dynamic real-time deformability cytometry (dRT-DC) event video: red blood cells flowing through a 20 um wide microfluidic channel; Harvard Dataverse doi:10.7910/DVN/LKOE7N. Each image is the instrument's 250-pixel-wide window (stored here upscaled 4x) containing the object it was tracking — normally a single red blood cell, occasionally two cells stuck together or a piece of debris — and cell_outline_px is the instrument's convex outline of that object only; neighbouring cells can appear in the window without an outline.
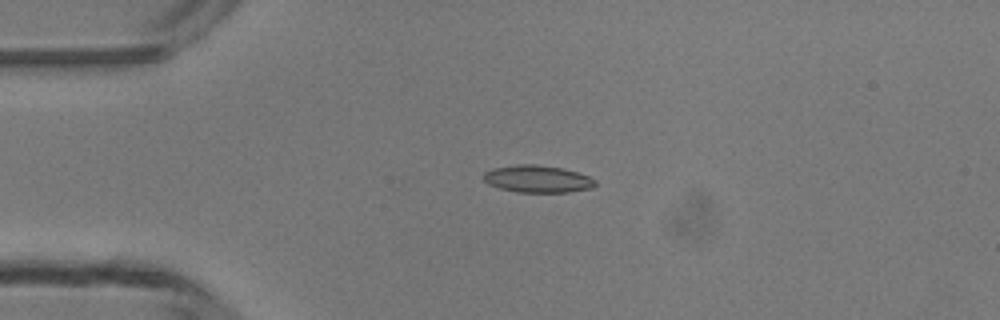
{"species": "common noctule bat (a hibernating species)", "species_latin": "Nyctalus noctula", "temperature_condition": "room temperature", "stored_images_in_passage": 5, "camera_frame_rate_fps": 3000, "um_per_image_px": 0.085, "animal": {"sex": "male", "body_mass_g": 13.3}, "frame": {"image": 1, "passage_image": 4, "time_ms": 3.667, "image_size_px": [1000, 320], "cell_outline_px": [[596, 184], [592, 188], [568, 192], [516, 192], [500, 188], [488, 184], [484, 180], [484, 172], [492, 168], [516, 164], [536, 164], [560, 168], [576, 172], [588, 176], [596, 180]], "centroid_in_image_um": [45.67, 15.21], "position_along_channel_um": 39.3, "area_um2": 17.69}}